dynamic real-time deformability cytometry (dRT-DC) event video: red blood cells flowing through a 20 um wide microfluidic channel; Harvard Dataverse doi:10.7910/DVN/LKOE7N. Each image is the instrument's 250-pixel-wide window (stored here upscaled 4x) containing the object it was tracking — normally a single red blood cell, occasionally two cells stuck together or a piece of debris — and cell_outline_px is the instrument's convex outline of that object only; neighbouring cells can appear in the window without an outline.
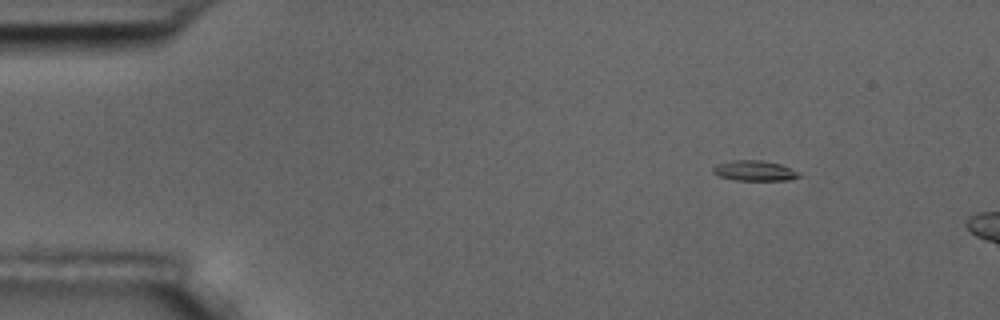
{"species": "common noctule bat (a hibernating species)", "species_latin": "Nyctalus noctula", "temperature_condition": "room temperature", "stored_images_in_passage": 3, "camera_frame_rate_fps": 3000, "um_per_image_px": 0.085, "animal": {"sex": "male", "body_mass_g": 17.5, "forearm_length_mm": 52.3}, "frame": {"image": 1, "passage_image": 3, "time_ms": 2.333, "image_size_px": [1000, 320], "cell_outline_px": [[800, 176], [788, 180], [736, 180], [720, 176], [712, 172], [712, 168], [716, 164], [732, 160], [760, 160], [780, 164], [800, 172]], "centroid_in_image_um": [64.12, 14.5], "position_along_channel_um": 20.9, "area_um2": 10.12}}